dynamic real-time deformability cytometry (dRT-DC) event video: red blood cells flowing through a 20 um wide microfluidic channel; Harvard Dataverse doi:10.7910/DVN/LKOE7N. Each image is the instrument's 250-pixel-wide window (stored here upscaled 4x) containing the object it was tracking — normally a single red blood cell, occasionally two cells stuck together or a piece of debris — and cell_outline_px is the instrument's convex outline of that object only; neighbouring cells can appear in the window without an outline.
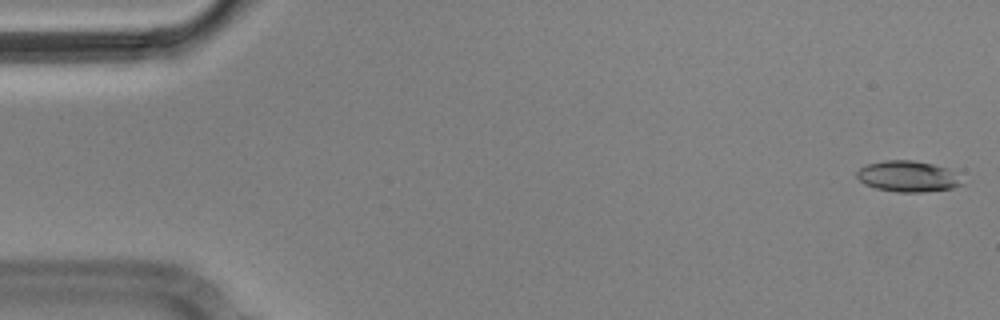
{"species": "Egyptian fruit bat (a non-hibernating species)", "species_latin": "Rousettus aegyptiacus", "temperature_condition": "cold", "stored_images_in_passage": 56, "camera_frame_rate_fps": 3000, "um_per_image_px": 0.085, "animal": {"sex": "male"}, "frame": {"image": 1, "passage_image": 2, "time_ms": 0.333, "image_size_px": [1000, 320], "cell_outline_px": [[960, 184], [952, 188], [920, 192], [896, 192], [876, 188], [864, 184], [856, 176], [856, 172], [860, 168], [868, 164], [884, 160], [912, 160], [932, 164], [948, 168], [952, 172]], "centroid_in_image_um": [77.07, 14.98], "position_along_channel_um": 7.9, "area_um2": 18.55}}
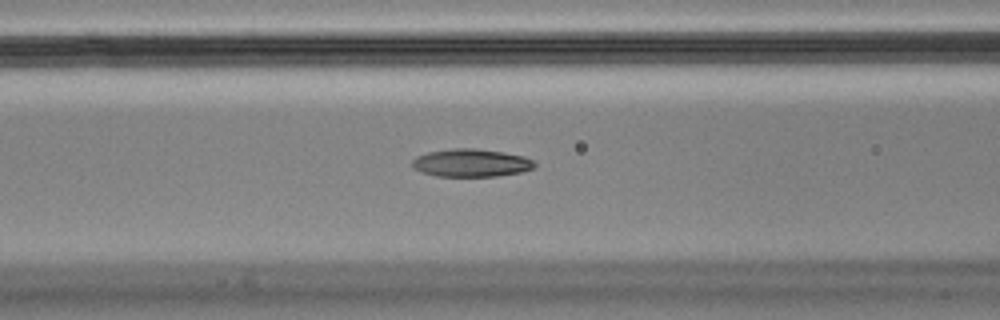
{"frame": {"image": 2, "passage_image": 23, "time_ms": 7.333, "image_size_px": [1000, 320], "cell_outline_px": [[536, 164], [532, 168], [520, 172], [496, 176], [436, 176], [420, 172], [412, 168], [412, 160], [416, 156], [428, 152], [452, 148], [476, 148], [504, 152], [524, 156], [532, 160]], "centroid_in_image_um": [40.0, 13.84], "position_along_channel_um": 126.6, "area_um2": 19.94}}
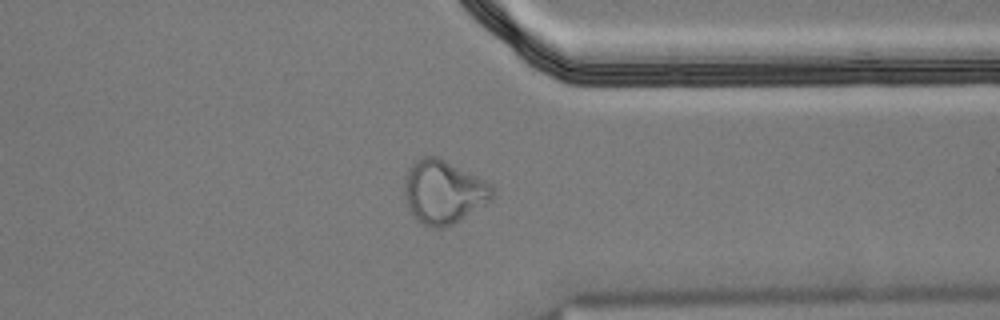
{"frame": {"image": 3, "passage_image": 44, "time_ms": 14.333, "image_size_px": [1000, 320], "cell_outline_px": [[496, 192], [484, 204], [460, 220], [444, 228], [432, 228], [416, 220], [408, 208], [404, 192], [404, 176], [412, 160], [420, 156], [436, 156], [492, 184], [496, 188]], "centroid_in_image_um": [37.65, 16.3], "position_along_channel_um": 373.8, "area_um2": 32.6}, "authors_computed_cell_mechanics": {"area_um2": 20.23, "velocity_mm_per_s": 3.5784, "shape_relaxation_time_tau1_ms": null, "shape_relaxation_time_tau2_ms": 3.3609, "deformation_change_tau1": null, "deformation_change_tau2": 0.1008}}